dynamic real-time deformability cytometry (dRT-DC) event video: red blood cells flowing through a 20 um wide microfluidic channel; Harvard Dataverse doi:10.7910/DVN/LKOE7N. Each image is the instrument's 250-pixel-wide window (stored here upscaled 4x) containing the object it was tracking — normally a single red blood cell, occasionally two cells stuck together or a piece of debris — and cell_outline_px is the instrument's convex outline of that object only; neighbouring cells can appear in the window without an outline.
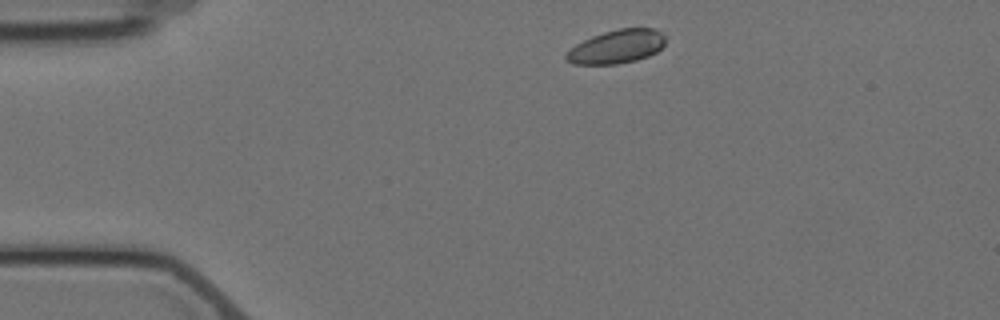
{"species": "Egyptian fruit bat (a non-hibernating species)", "species_latin": "Rousettus aegyptiacus", "temperature_condition": "cold", "stored_images_in_passage": 8, "camera_frame_rate_fps": 3000, "um_per_image_px": 0.085, "animal": {"sex": "female"}, "frame": {"image": 1, "passage_image": 1, "time_ms": 0.0, "image_size_px": [1000, 320], "cell_outline_px": [[664, 44], [656, 52], [648, 56], [636, 60], [616, 64], [572, 64], [564, 60], [564, 56], [576, 44], [592, 36], [604, 32], [620, 28], [656, 28], [664, 36]], "centroid_in_image_um": [52.4, 3.97], "position_along_channel_um": 32.6, "area_um2": 19.31}}
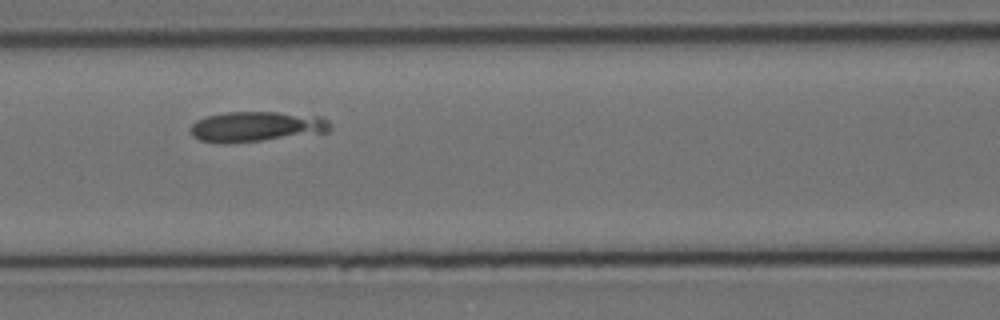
{"frame": {"image": 2, "passage_image": 5, "time_ms": 4.667, "image_size_px": [1000, 320], "cell_outline_px": [[332, 128], [328, 132], [228, 144], [224, 144], [200, 140], [192, 136], [188, 128], [196, 120], [208, 116], [224, 112], [276, 112], [320, 116], [328, 120], [332, 124]], "centroid_in_image_um": [21.77, 10.76], "position_along_channel_um": 144.8, "area_um2": 24.8}}
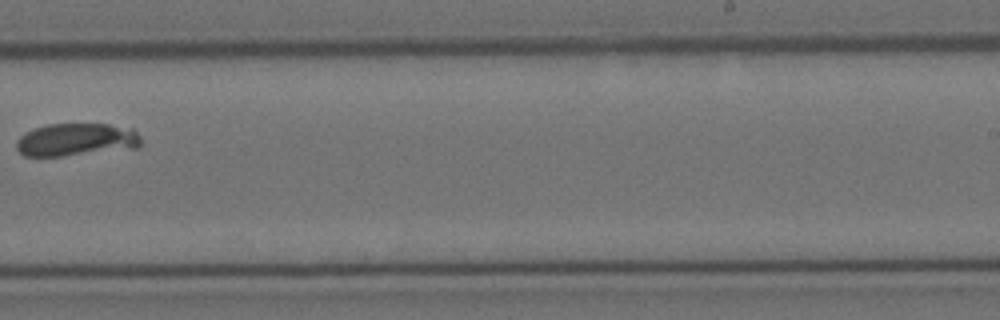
{"frame": {"image": 3, "passage_image": 8, "time_ms": 8.667, "image_size_px": [1000, 320], "cell_outline_px": [[144, 144], [136, 148], [64, 156], [24, 156], [16, 148], [16, 140], [20, 136], [36, 128], [48, 124], [108, 124], [132, 128], [140, 136]], "centroid_in_image_um": [6.53, 11.88], "position_along_channel_um": 282.5, "area_um2": 23.93}}